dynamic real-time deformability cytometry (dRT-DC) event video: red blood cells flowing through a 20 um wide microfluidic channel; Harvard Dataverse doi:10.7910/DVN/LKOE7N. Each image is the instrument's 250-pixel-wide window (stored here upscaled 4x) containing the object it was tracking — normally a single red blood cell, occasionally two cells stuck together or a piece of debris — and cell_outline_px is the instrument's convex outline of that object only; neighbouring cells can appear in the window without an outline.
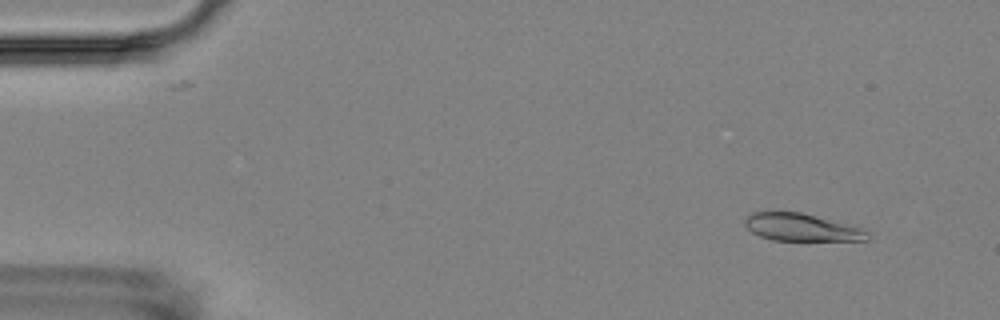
{"species": "Egyptian fruit bat (a non-hibernating species)", "species_latin": "Rousettus aegyptiacus", "temperature_condition": "room temperature", "stored_images_in_passage": 5, "camera_frame_rate_fps": 3000, "um_per_image_px": 0.085, "animal": {"sex": "female"}, "frame": {"image": 1, "passage_image": 2, "time_ms": 1.0, "image_size_px": [1000, 320], "cell_outline_px": [[868, 240], [772, 240], [760, 236], [752, 232], [744, 224], [744, 220], [752, 212], [800, 212], [860, 228], [868, 232]], "centroid_in_image_um": [68.07, 19.33], "position_along_channel_um": 16.9, "area_um2": 19.13}}
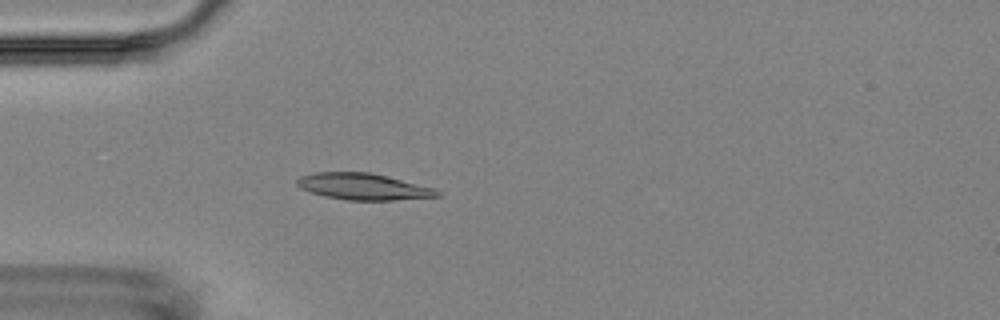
{"frame": {"image": 2, "passage_image": 5, "time_ms": 4.667, "image_size_px": [1000, 320], "cell_outline_px": [[440, 196], [392, 200], [348, 200], [324, 196], [300, 188], [296, 184], [296, 180], [300, 176], [316, 172], [368, 172], [436, 188], [440, 192]], "centroid_in_image_um": [30.86, 15.86], "position_along_channel_um": 54.1, "area_um2": 21.44}}